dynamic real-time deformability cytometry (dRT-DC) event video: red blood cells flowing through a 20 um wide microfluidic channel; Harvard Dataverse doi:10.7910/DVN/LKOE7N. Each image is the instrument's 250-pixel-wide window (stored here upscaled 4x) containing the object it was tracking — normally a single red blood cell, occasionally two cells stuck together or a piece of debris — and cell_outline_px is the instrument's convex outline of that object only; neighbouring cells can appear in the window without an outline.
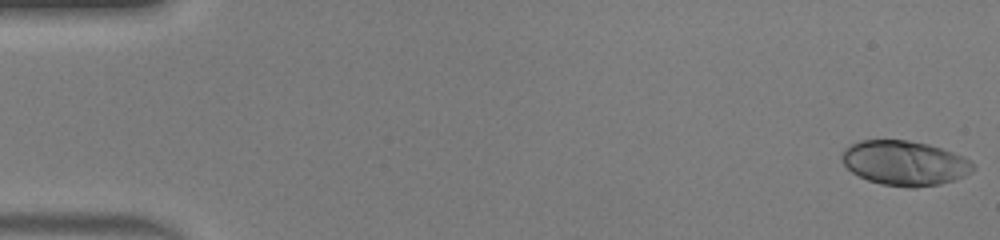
{"species": "human", "species_latin": "Homo sapiens", "temperature_condition": "warm", "stored_images_in_passage": 47, "camera_frame_rate_fps": 3000, "um_per_image_px": 0.085, "donor": {"sex": "male"}, "frame": {"image": 1, "passage_image": 1, "time_ms": 0.0, "image_size_px": [1000, 240], "cell_outline_px": [[976, 168], [972, 172], [956, 180], [940, 184], [916, 188], [908, 188], [880, 184], [868, 180], [852, 172], [844, 164], [840, 156], [844, 148], [860, 140], [908, 140], [928, 144], [964, 156]], "centroid_in_image_um": [76.9, 13.87], "position_along_channel_um": 8.1, "area_um2": 34.33}}
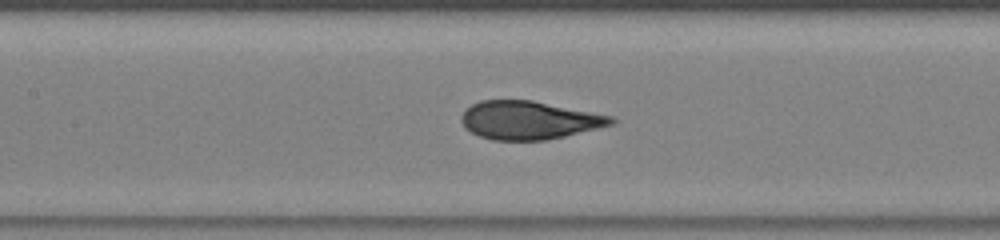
{"frame": {"image": 2, "passage_image": 22, "time_ms": 7.0, "image_size_px": [1000, 240], "cell_outline_px": [[616, 120], [612, 124], [564, 136], [544, 140], [492, 140], [480, 136], [464, 128], [460, 120], [460, 116], [464, 108], [480, 100], [532, 100], [612, 116]], "centroid_in_image_um": [44.89, 10.21], "position_along_channel_um": 162.5, "area_um2": 33.29}}
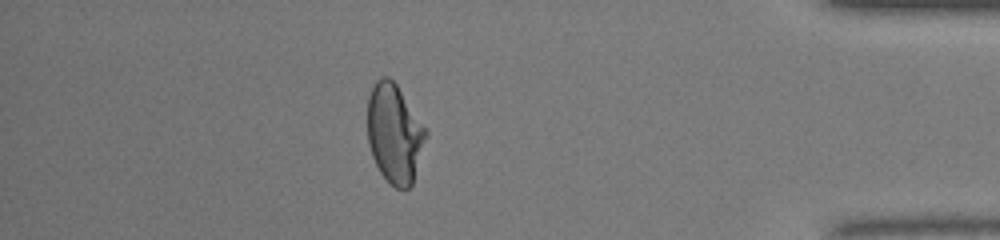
{"frame": {"image": 3, "passage_image": 41, "time_ms": 13.333, "image_size_px": [1000, 240], "cell_outline_px": [[428, 136], [412, 184], [408, 188], [396, 188], [380, 172], [372, 156], [368, 144], [368, 96], [376, 80], [380, 76], [388, 76], [396, 84], [428, 132]], "centroid_in_image_um": [33.53, 11.34], "position_along_channel_um": 401.7, "area_um2": 33.47}, "authors_computed_cell_mechanics": {"area_um2": 34.102, "velocity_mm_per_s": 4.4275, "shape_relaxation_time_tau1_ms": 5.8168, "shape_relaxation_time_tau2_ms": null, "deformation_change_tau1": 0.2632, "deformation_change_tau2": null}}